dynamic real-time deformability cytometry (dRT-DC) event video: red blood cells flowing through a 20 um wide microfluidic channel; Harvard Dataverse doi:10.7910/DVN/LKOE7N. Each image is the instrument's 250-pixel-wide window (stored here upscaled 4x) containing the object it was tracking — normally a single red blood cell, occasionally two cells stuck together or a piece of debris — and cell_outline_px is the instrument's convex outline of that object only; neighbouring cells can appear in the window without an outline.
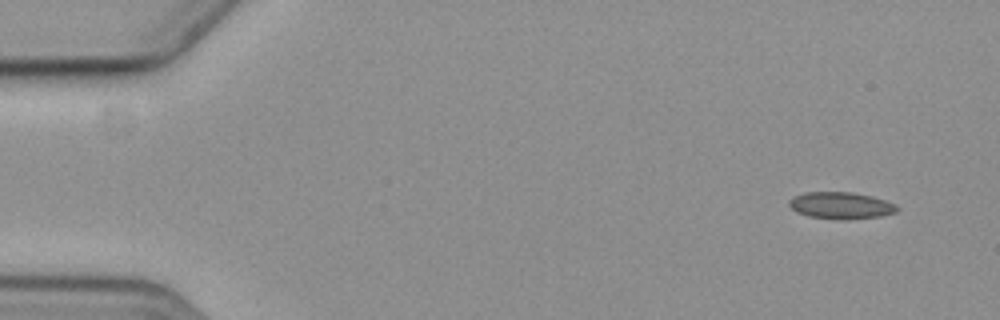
{"species": "common noctule bat (a hibernating species)", "species_latin": "Nyctalus noctula", "temperature_condition": "cold", "stored_images_in_passage": 4, "segment_of_instrument_passage": [2, 2], "camera_frame_rate_fps": 3000, "um_per_image_px": 0.085, "animal": {"sex": "female", "body_mass_g": 19.3, "forearm_length_mm": 54.1}, "frame": {"image": 1, "passage_image": 4, "time_ms": 4.667, "image_size_px": [1000, 320], "cell_outline_px": [[900, 208], [896, 212], [880, 216], [840, 220], [808, 216], [796, 212], [788, 204], [788, 200], [804, 192], [852, 192], [872, 196], [896, 204]], "centroid_in_image_um": [71.48, 17.46], "position_along_channel_um": 13.5, "area_um2": 16.88}}